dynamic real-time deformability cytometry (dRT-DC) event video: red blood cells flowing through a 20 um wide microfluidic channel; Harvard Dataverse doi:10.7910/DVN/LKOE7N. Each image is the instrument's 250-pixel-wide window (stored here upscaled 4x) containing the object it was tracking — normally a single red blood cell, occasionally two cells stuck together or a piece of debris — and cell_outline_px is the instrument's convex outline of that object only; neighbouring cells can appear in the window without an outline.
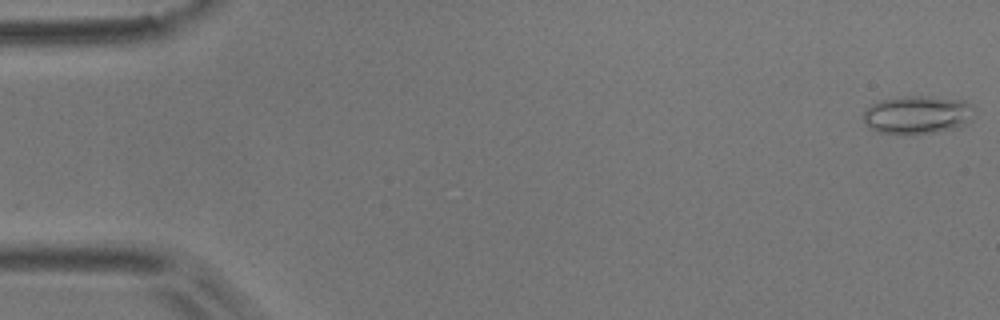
{"species": "common noctule bat (a hibernating species)", "species_latin": "Nyctalus noctula", "temperature_condition": "room temperature", "stored_images_in_passage": 5, "camera_frame_rate_fps": 3000, "um_per_image_px": 0.085, "animal": {"sex": "male", "body_mass_g": 17.9}, "frame": {"image": 1, "passage_image": 1, "time_ms": 0.0, "image_size_px": [1000, 320], "cell_outline_px": [[972, 120], [968, 124], [956, 128], [940, 132], [908, 136], [876, 132], [868, 128], [864, 120], [864, 112], [872, 104], [880, 100], [908, 96], [924, 96], [964, 100], [972, 108]], "centroid_in_image_um": [77.97, 9.8], "position_along_channel_um": 7.0, "area_um2": 25.14}}